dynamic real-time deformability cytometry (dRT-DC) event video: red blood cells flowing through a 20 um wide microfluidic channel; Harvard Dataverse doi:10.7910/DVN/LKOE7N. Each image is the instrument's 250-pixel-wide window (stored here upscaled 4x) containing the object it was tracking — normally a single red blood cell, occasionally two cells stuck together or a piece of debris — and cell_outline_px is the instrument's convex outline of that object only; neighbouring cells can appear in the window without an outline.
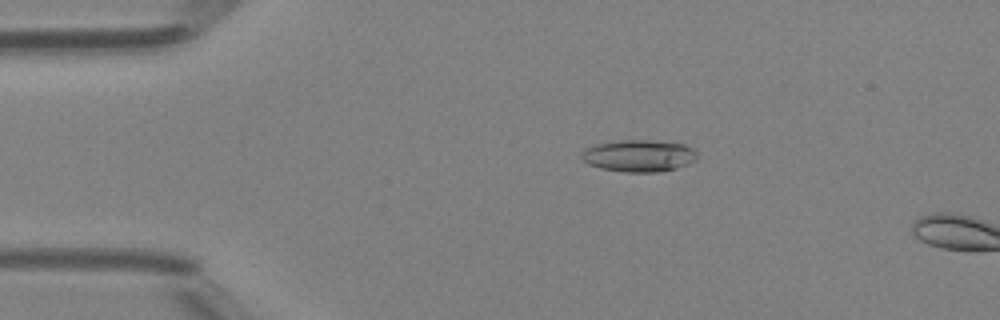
{"species": "Egyptian fruit bat (a non-hibernating species)", "species_latin": "Rousettus aegyptiacus", "temperature_condition": "room temperature", "stored_images_in_passage": 13, "camera_frame_rate_fps": 3000, "um_per_image_px": 0.085, "animal": {"sex": "female"}, "frame": {"image": 1, "passage_image": 10, "time_ms": 3.0, "image_size_px": [1000, 320], "cell_outline_px": [[700, 156], [696, 160], [688, 164], [676, 168], [656, 172], [624, 172], [600, 168], [588, 164], [580, 156], [580, 152], [584, 148], [600, 144], [620, 140], [652, 140], [684, 144], [692, 148]], "centroid_in_image_um": [54.32, 13.24], "position_along_channel_um": 30.7, "area_um2": 21.62}}